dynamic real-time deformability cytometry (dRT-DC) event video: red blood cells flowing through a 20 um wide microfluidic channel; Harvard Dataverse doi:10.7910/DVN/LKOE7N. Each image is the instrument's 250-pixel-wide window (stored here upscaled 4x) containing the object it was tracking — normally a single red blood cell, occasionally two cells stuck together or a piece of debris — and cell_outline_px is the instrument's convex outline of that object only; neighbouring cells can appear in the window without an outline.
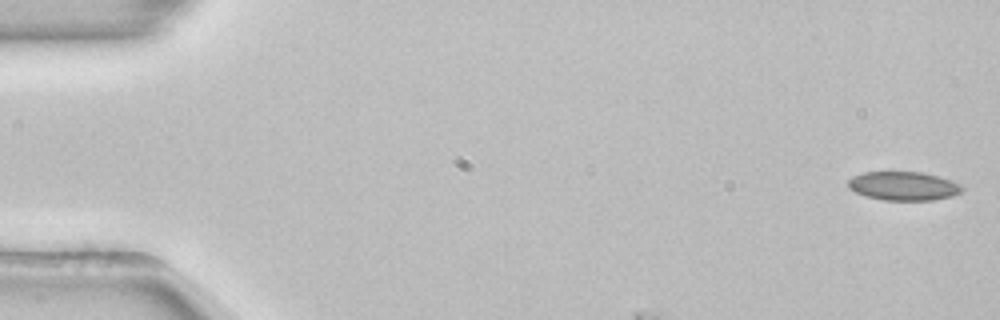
{"species": "common noctule bat (a hibernating species)", "species_latin": "Nyctalus noctula", "temperature_condition": "room temperature", "stored_images_in_passage": 9, "camera_frame_rate_fps": 3000, "um_per_image_px": 0.085, "animal": {"sex": "female", "body_mass_g": 22.7, "forearm_length_mm": 54.2}, "frame": {"image": 1, "passage_image": 1, "time_ms": 0.0, "image_size_px": [1000, 320], "cell_outline_px": [[964, 192], [952, 196], [932, 200], [884, 200], [868, 196], [856, 192], [848, 188], [848, 180], [852, 176], [864, 172], [920, 172], [952, 180], [960, 184], [964, 188]], "centroid_in_image_um": [76.82, 15.81], "position_along_channel_um": 8.2, "area_um2": 19.07}}